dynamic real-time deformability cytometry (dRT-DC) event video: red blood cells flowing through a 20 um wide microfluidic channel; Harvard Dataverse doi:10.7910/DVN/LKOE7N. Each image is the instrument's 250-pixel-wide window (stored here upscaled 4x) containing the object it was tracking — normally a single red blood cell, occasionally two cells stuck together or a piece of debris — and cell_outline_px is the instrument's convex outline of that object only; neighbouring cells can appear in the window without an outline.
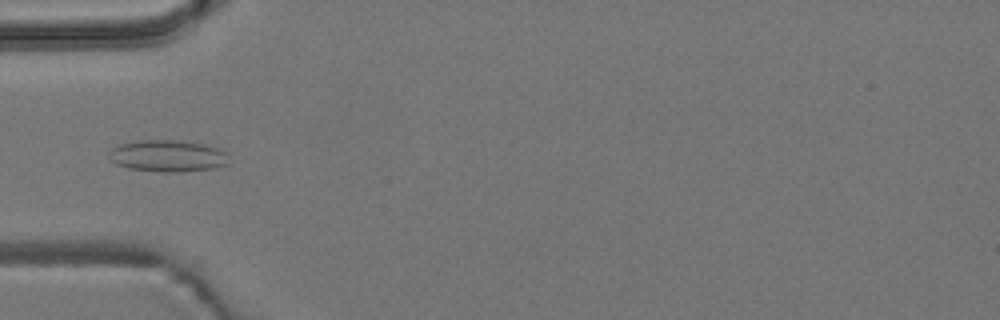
{"species": "common noctule bat (a hibernating species)", "species_latin": "Nyctalus noctula", "temperature_condition": "room temperature", "stored_images_in_passage": 4, "camera_frame_rate_fps": 3000, "um_per_image_px": 0.085, "animal": {"sex": "male", "body_mass_g": 19.2, "forearm_length_mm": 51.8}, "frame": {"image": 1, "passage_image": 4, "time_ms": 4.333, "image_size_px": [1000, 320], "cell_outline_px": [[228, 164], [216, 168], [180, 172], [160, 172], [128, 168], [116, 164], [108, 156], [108, 152], [112, 148], [120, 144], [136, 140], [180, 140], [204, 144], [216, 148], [224, 152]], "centroid_in_image_um": [14.21, 13.25], "position_along_channel_um": 70.8, "area_um2": 22.2}}